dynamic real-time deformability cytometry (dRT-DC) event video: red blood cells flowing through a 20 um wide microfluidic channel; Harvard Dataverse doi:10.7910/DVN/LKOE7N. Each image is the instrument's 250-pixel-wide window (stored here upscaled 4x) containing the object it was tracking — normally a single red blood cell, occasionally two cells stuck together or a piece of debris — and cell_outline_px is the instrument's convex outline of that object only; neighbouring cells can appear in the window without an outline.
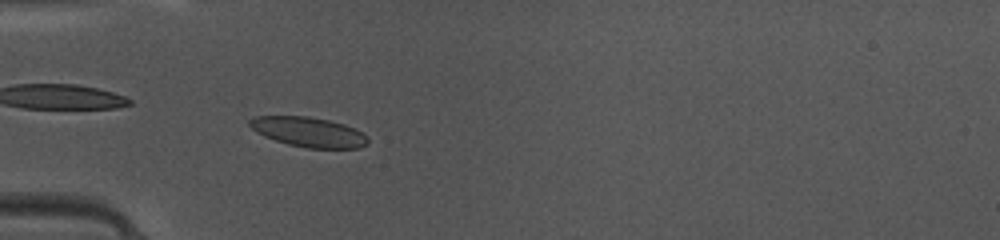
{"species": "common noctule bat (a hibernating species)", "species_latin": "Nyctalus noctula", "temperature_condition": "warm", "stored_images_in_passage": 33, "camera_frame_rate_fps": 3000, "um_per_image_px": 0.085, "animal": {"sex": "female", "body_mass_g": 10.0, "forearm_length_mm": 53.1}, "frame": {"image": 1, "passage_image": 1, "time_ms": 0.0, "image_size_px": [1000, 240], "cell_outline_px": [[368, 144], [360, 148], [308, 148], [288, 144], [264, 136], [256, 132], [248, 124], [248, 120], [256, 116], [308, 116], [328, 120], [344, 124], [368, 136]], "centroid_in_image_um": [26.22, 11.22], "position_along_channel_um": 58.8, "area_um2": 20.46}}
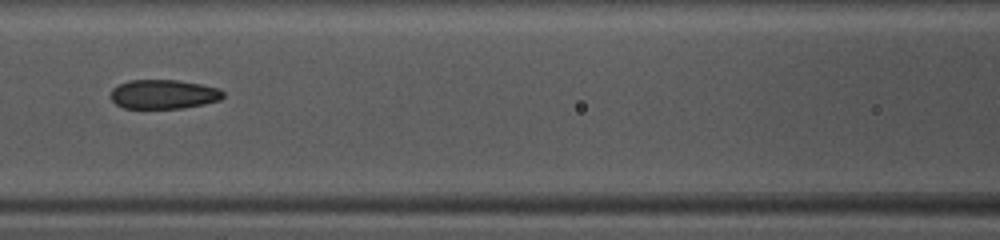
{"frame": {"image": 2, "passage_image": 8, "time_ms": 2.333, "image_size_px": [1000, 240], "cell_outline_px": [[224, 96], [220, 100], [204, 104], [184, 108], [124, 108], [116, 104], [112, 100], [112, 88], [128, 80], [180, 80], [220, 88], [224, 92]], "centroid_in_image_um": [13.94, 8.01], "position_along_channel_um": 152.7, "area_um2": 19.19}}
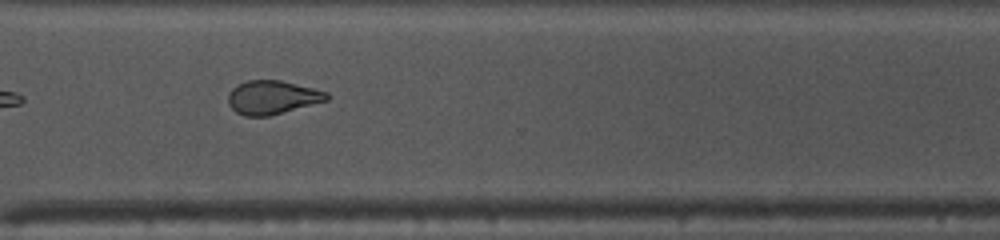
{"frame": {"image": 3, "passage_image": 22, "time_ms": 7.0, "image_size_px": [1000, 240], "cell_outline_px": [[328, 100], [268, 116], [244, 116], [236, 112], [228, 104], [228, 92], [232, 88], [248, 80], [280, 80], [328, 92]], "centroid_in_image_um": [23.11, 8.28], "position_along_channel_um": 347.5, "area_um2": 19.13}, "authors_computed_cell_mechanics": {"area_um2": 19.8254, "velocity_mm_per_s": 4.189, "shape_relaxation_time_tau1_ms": 7.5187, "shape_relaxation_time_tau2_ms": 1.4846, "deformation_change_tau1": 0.173, "deformation_change_tau2": 0.0691}}